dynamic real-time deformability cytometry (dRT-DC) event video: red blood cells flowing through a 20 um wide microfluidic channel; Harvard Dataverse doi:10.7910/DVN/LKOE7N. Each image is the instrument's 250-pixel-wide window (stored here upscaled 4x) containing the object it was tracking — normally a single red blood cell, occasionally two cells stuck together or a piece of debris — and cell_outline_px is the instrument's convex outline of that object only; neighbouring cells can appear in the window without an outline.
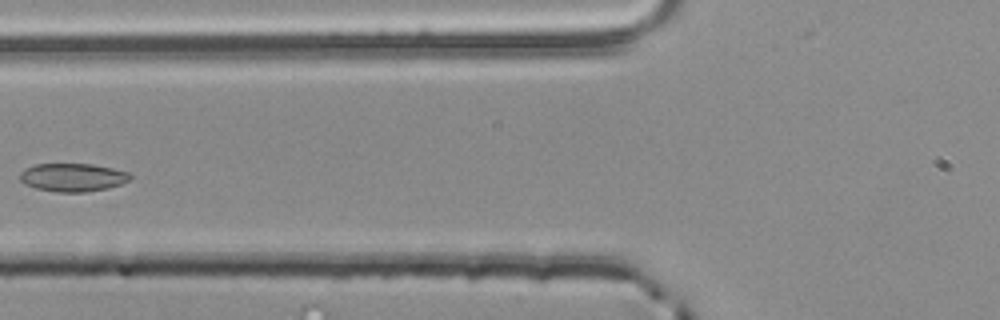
{"species": "common noctule bat (a hibernating species)", "species_latin": "Nyctalus noctula", "temperature_condition": "room temperature", "stored_images_in_passage": 6, "camera_frame_rate_fps": 3000, "um_per_image_px": 0.085, "animal": {"sex": "male", "body_mass_g": 20.4}, "frame": {"image": 1, "passage_image": 6, "time_ms": 1.667, "image_size_px": [1000, 320], "cell_outline_px": [[132, 176], [128, 180], [120, 184], [108, 188], [84, 192], [56, 192], [36, 188], [24, 184], [20, 180], [20, 172], [24, 168], [36, 164], [92, 164], [112, 168], [128, 172]], "centroid_in_image_um": [6.15, 15.07], "position_along_channel_um": 119.7, "area_um2": 18.09}}